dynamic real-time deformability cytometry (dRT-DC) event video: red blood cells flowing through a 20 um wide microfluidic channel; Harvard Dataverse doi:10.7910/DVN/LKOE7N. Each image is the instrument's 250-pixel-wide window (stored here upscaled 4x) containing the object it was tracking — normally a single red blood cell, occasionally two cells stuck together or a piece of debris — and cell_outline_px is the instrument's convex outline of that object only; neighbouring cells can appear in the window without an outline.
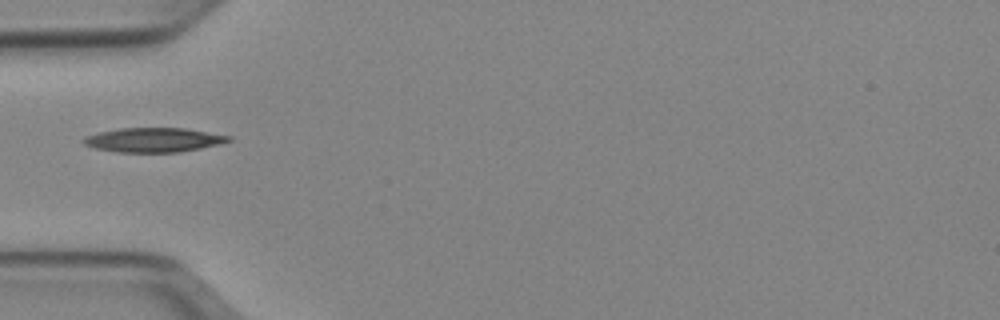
{"species": "Egyptian fruit bat (a non-hibernating species)", "species_latin": "Rousettus aegyptiacus", "temperature_condition": "cold", "stored_images_in_passage": 35, "camera_frame_rate_fps": 3000, "um_per_image_px": 0.085, "animal": {"sex": "female"}, "frame": {"image": 1, "passage_image": 1, "time_ms": 0.0, "image_size_px": [1000, 320], "cell_outline_px": [[232, 140], [200, 148], [180, 152], [116, 152], [96, 148], [84, 144], [80, 140], [84, 136], [100, 132], [120, 128], [184, 128], [232, 136]], "centroid_in_image_um": [13.02, 11.89], "position_along_channel_um": 72.0, "area_um2": 20.46}}
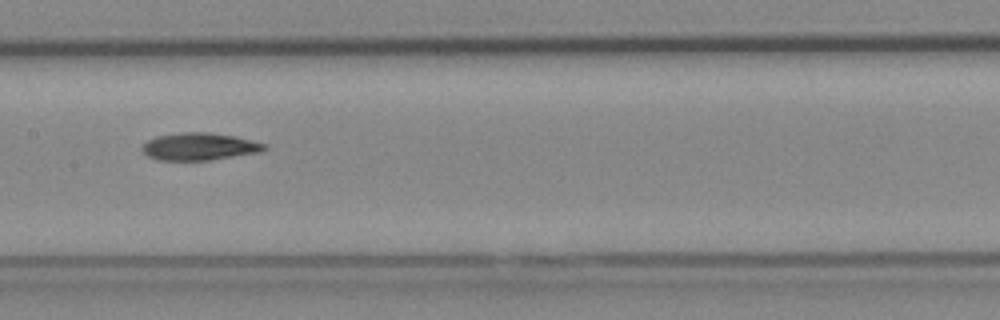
{"frame": {"image": 2, "passage_image": 10, "time_ms": 3.0, "image_size_px": [1000, 320], "cell_outline_px": [[268, 148], [260, 152], [212, 160], [160, 160], [148, 156], [140, 148], [148, 140], [156, 136], [180, 132], [208, 132], [236, 136], [268, 144]], "centroid_in_image_um": [16.98, 12.45], "position_along_channel_um": 190.4, "area_um2": 19.65}}
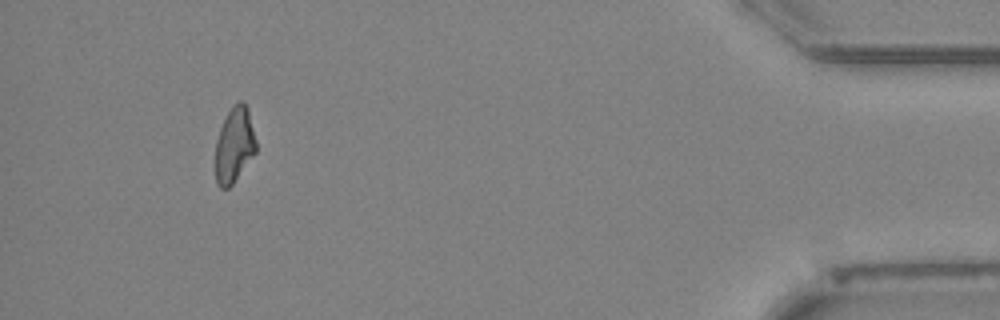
{"frame": {"image": 3, "passage_image": 32, "time_ms": 10.333, "image_size_px": [1000, 320], "cell_outline_px": [[256, 152], [232, 184], [228, 188], [220, 188], [216, 184], [216, 140], [220, 128], [232, 104], [240, 100], [244, 100], [248, 108], [256, 140]], "centroid_in_image_um": [19.93, 12.29], "position_along_channel_um": 415.3, "area_um2": 17.86}, "authors_computed_cell_mechanics": {"area_um2": 19.2474, "velocity_mm_per_s": 3.9444, "shape_relaxation_time_tau1_ms": 6.7724, "shape_relaxation_time_tau2_ms": null, "deformation_change_tau1": 0.1736, "deformation_change_tau2": null}}